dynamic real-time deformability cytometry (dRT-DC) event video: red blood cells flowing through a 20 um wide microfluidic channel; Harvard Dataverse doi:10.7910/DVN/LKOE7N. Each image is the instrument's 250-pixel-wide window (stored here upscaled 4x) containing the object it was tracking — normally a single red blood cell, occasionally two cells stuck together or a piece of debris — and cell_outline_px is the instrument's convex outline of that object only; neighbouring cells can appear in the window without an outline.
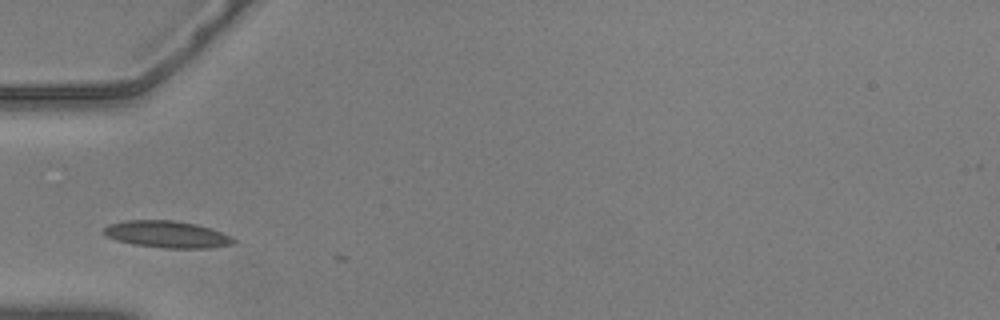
{"species": "common noctule bat (a hibernating species)", "species_latin": "Nyctalus noctula", "temperature_condition": "warm", "stored_images_in_passage": 7, "camera_frame_rate_fps": 3000, "um_per_image_px": 0.085, "animal": {"sex": "male", "body_mass_g": 20.5, "forearm_length_mm": 52.5}, "frame": {"image": 1, "passage_image": 1, "time_ms": 0.0, "image_size_px": [1000, 320], "cell_outline_px": [[236, 240], [232, 244], [208, 248], [164, 248], [132, 244], [116, 240], [108, 236], [104, 232], [104, 228], [108, 224], [124, 220], [176, 220], [196, 224], [212, 228], [232, 236]], "centroid_in_image_um": [14.22, 19.91], "position_along_channel_um": 70.8, "area_um2": 20.4}}
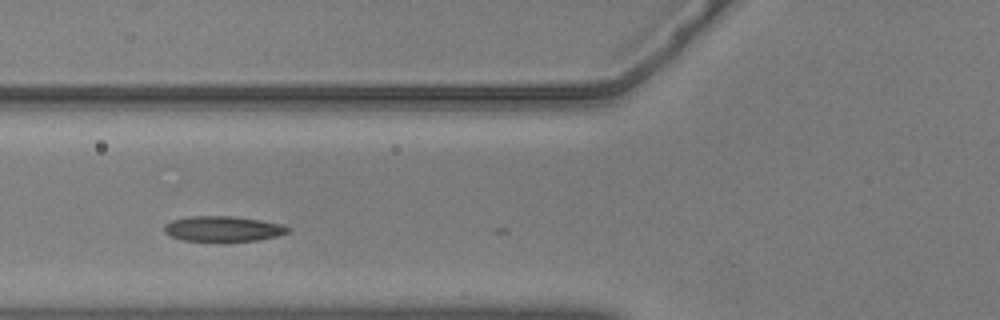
{"frame": {"image": 2, "passage_image": 4, "time_ms": 1.0, "image_size_px": [1000, 320], "cell_outline_px": [[292, 228], [288, 232], [276, 236], [256, 240], [224, 244], [184, 240], [172, 236], [164, 232], [164, 224], [172, 220], [192, 216], [232, 216], [260, 220], [284, 224]], "centroid_in_image_um": [18.97, 19.48], "position_along_channel_um": 106.8, "area_um2": 18.96}}